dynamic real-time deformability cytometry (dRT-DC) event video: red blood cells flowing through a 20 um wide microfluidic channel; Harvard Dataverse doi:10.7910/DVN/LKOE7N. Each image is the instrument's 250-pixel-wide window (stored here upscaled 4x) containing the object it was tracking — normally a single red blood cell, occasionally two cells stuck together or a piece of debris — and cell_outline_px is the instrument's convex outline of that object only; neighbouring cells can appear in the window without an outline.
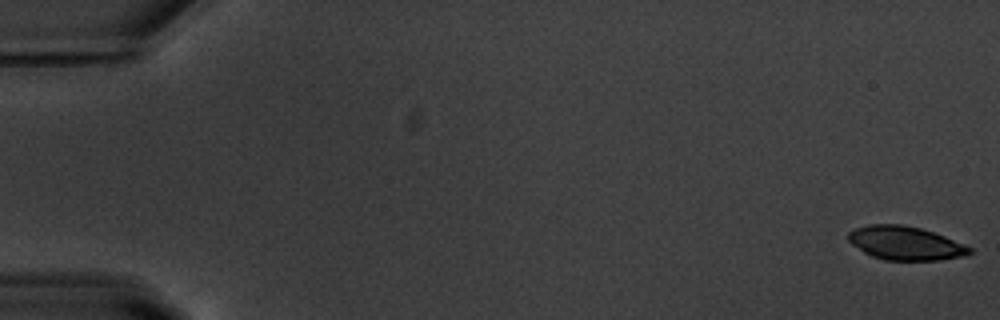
{"species": "common noctule bat (a hibernating species)", "species_latin": "Nyctalus noctula", "temperature_condition": "warm", "stored_images_in_passage": 56, "camera_frame_rate_fps": 3000, "um_per_image_px": 0.085, "animal": {"sex": "male", "body_mass_g": 20.1, "forearm_length_mm": 53.5}, "frame": {"image": 1, "passage_image": 1, "time_ms": 0.0, "image_size_px": [1000, 320], "cell_outline_px": [[972, 252], [964, 256], [940, 260], [884, 260], [872, 256], [864, 252], [852, 244], [848, 240], [848, 232], [856, 228], [868, 224], [900, 224], [920, 228], [944, 236], [964, 244], [972, 248]], "centroid_in_image_um": [76.95, 20.67], "position_along_channel_um": 8.1, "area_um2": 23.7}}
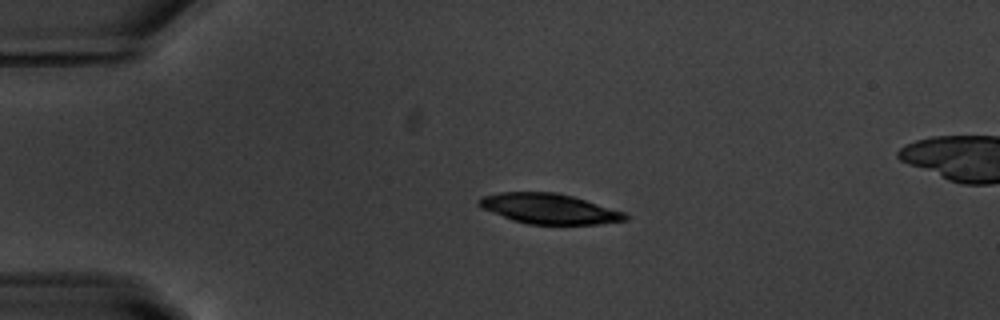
{"frame": {"image": 2, "passage_image": 13, "time_ms": 4.0, "image_size_px": [1000, 320], "cell_outline_px": [[628, 220], [600, 224], [528, 224], [512, 220], [480, 208], [476, 204], [476, 200], [480, 196], [500, 192], [556, 192], [572, 196], [624, 212], [628, 216]], "centroid_in_image_um": [46.61, 17.74], "position_along_channel_um": 38.4, "area_um2": 25.84}}
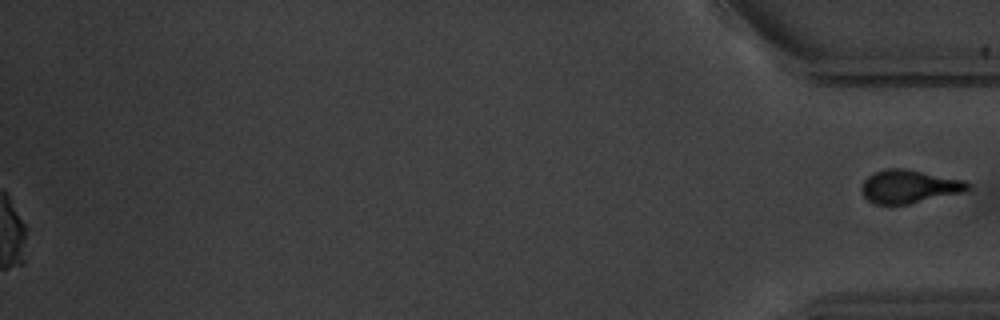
{"frame": {"image": 3, "passage_image": 56, "time_ms": 18.333, "image_size_px": [1000, 320], "cell_outline_px": [[972, 188], [964, 192], [908, 204], [876, 204], [868, 200], [864, 196], [860, 188], [864, 180], [868, 176], [876, 172], [888, 168], [904, 168], [964, 180], [972, 184]], "centroid_in_image_um": [77.3, 15.85], "position_along_channel_um": 357.9, "area_um2": 20.58}}